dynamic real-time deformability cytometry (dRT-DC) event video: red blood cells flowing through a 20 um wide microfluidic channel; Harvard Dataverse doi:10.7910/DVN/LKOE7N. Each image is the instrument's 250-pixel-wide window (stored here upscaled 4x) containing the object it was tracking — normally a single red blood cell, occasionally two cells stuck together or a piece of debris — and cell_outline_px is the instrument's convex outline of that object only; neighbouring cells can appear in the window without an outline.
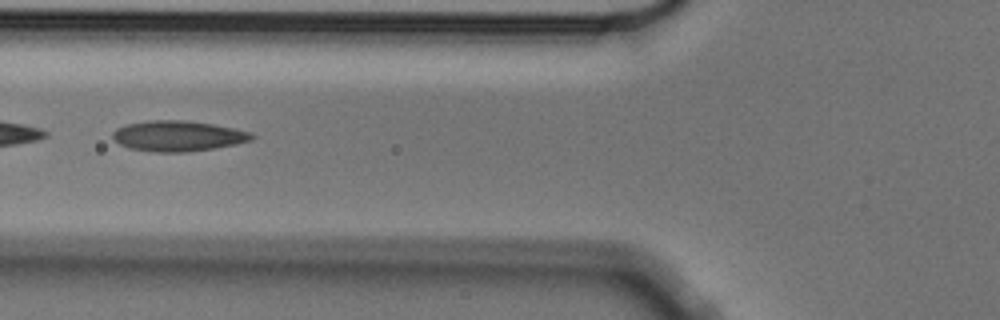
{"species": "Egyptian fruit bat (a non-hibernating species)", "species_latin": "Rousettus aegyptiacus", "temperature_condition": "cold", "stored_images_in_passage": 8, "camera_frame_rate_fps": 3000, "um_per_image_px": 0.085, "animal": {"sex": "male"}, "frame": {"image": 1, "passage_image": 5, "time_ms": 1.333, "image_size_px": [1000, 320], "cell_outline_px": [[256, 136], [252, 140], [236, 144], [188, 152], [152, 152], [128, 148], [120, 144], [112, 136], [112, 132], [116, 128], [124, 124], [148, 120], [188, 120], [236, 128], [252, 132]], "centroid_in_image_um": [15.13, 11.55], "position_along_channel_um": 110.7, "area_um2": 25.03}}
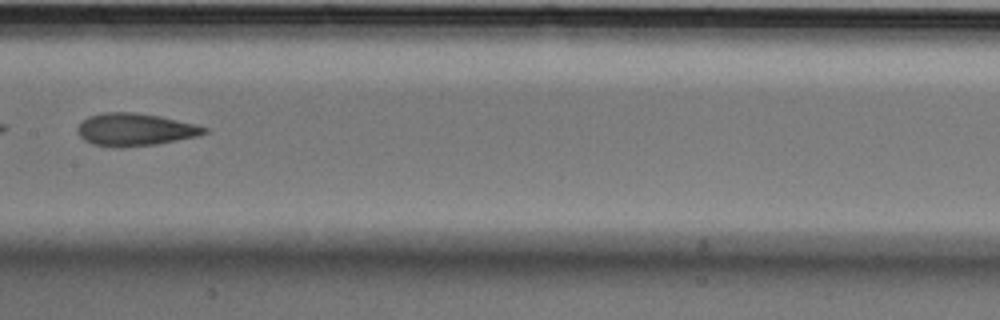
{"frame": {"image": 2, "passage_image": 7, "time_ms": 2.0, "image_size_px": [1000, 320], "cell_outline_px": [[208, 132], [196, 136], [156, 144], [124, 148], [112, 148], [92, 144], [84, 140], [80, 136], [76, 128], [88, 116], [104, 112], [132, 112], [160, 116], [196, 124], [208, 128]], "centroid_in_image_um": [11.45, 11.02], "position_along_channel_um": 195.9, "area_um2": 24.16}}
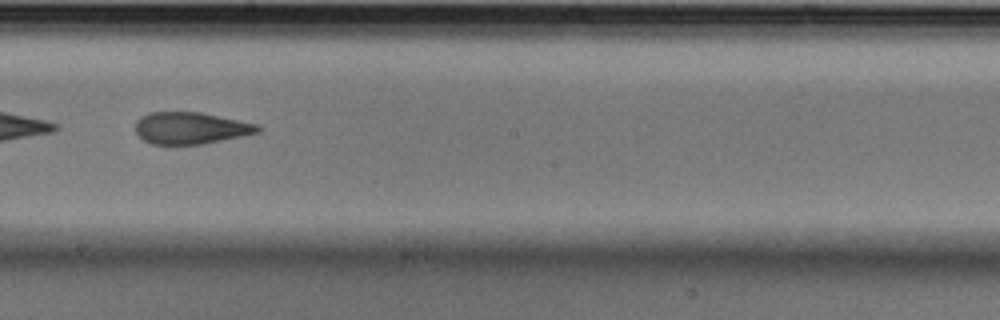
{"frame": {"image": 3, "passage_image": 8, "time_ms": 2.333, "image_size_px": [1000, 320], "cell_outline_px": [[260, 132], [204, 144], [152, 144], [144, 140], [136, 132], [136, 120], [140, 116], [148, 112], [200, 112], [260, 124]], "centroid_in_image_um": [16.22, 10.88], "position_along_channel_um": 232.0, "area_um2": 22.77}}